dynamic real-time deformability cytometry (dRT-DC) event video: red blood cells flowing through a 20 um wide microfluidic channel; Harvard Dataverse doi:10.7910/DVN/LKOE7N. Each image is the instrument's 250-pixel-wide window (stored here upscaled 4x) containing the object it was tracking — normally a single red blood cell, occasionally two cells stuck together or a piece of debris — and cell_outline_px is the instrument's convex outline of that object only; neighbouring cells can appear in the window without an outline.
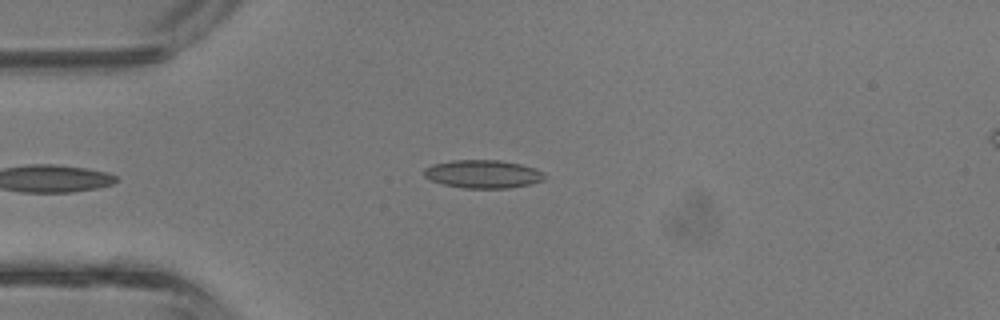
{"species": "common noctule bat (a hibernating species)", "species_latin": "Nyctalus noctula", "temperature_condition": "room temperature", "stored_images_in_passage": 5, "camera_frame_rate_fps": 3000, "um_per_image_px": 0.085, "animal": {"sex": "male", "body_mass_g": 13.3}, "frame": {"image": 1, "passage_image": 4, "time_ms": 1.0, "image_size_px": [1000, 320], "cell_outline_px": [[544, 180], [528, 184], [508, 188], [464, 188], [444, 184], [432, 180], [424, 176], [424, 168], [432, 164], [452, 160], [500, 160], [520, 164], [544, 172]], "centroid_in_image_um": [41.03, 14.78], "position_along_channel_um": 44.0, "area_um2": 19.59}}